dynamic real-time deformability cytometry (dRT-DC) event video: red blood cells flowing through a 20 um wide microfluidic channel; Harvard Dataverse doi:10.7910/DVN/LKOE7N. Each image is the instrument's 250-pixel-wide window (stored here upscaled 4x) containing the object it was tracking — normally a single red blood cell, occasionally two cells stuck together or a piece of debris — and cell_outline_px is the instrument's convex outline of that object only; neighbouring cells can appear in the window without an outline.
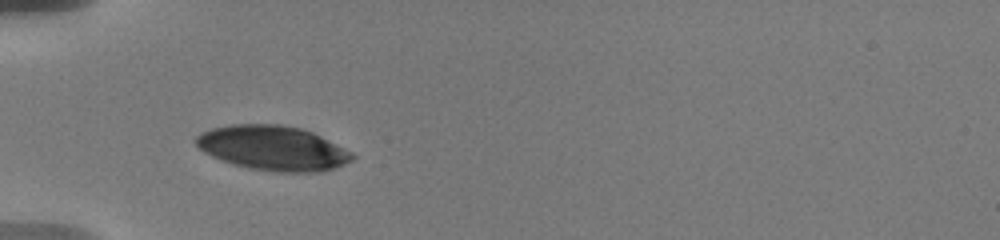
{"species": "human", "species_latin": "Homo sapiens", "temperature_condition": "warm", "stored_images_in_passage": 9, "camera_frame_rate_fps": 3000, "um_per_image_px": 0.085, "donor": {"sex": "male"}, "frame": {"image": 1, "passage_image": 1, "time_ms": 0.0, "image_size_px": [1000, 240], "cell_outline_px": [[356, 156], [352, 160], [336, 168], [320, 172], [276, 172], [252, 168], [236, 164], [212, 156], [204, 152], [196, 144], [196, 136], [200, 132], [212, 128], [232, 124], [280, 124], [300, 128], [312, 132], [352, 152]], "centroid_in_image_um": [23.22, 12.58], "position_along_channel_um": 61.8, "area_um2": 40.4}}
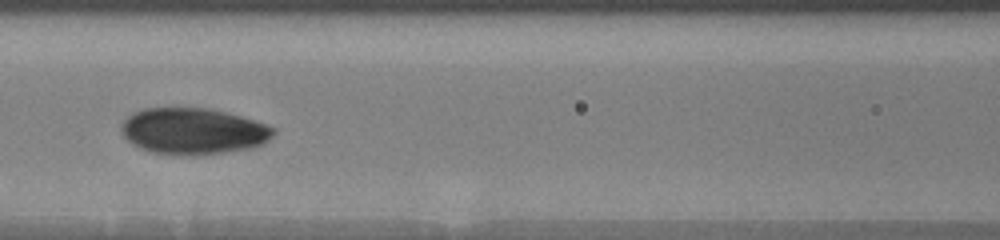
{"frame": {"image": 2, "passage_image": 6, "time_ms": 2.667, "image_size_px": [1000, 240], "cell_outline_px": [[276, 132], [264, 144], [252, 148], [200, 156], [184, 156], [152, 152], [140, 148], [132, 144], [124, 136], [120, 128], [120, 124], [132, 112], [144, 108], [212, 108], [256, 120], [276, 128]], "centroid_in_image_um": [16.44, 11.16], "position_along_channel_um": 150.2, "area_um2": 41.73}}
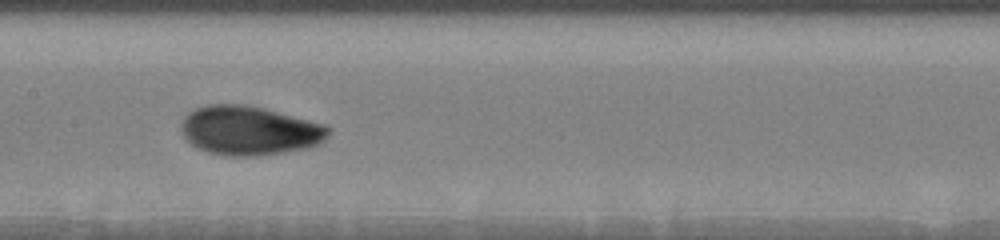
{"frame": {"image": 3, "passage_image": 8, "time_ms": 3.667, "image_size_px": [1000, 240], "cell_outline_px": [[332, 128], [328, 136], [320, 144], [304, 148], [256, 156], [228, 156], [208, 152], [196, 148], [180, 132], [180, 124], [184, 116], [188, 112], [196, 108], [208, 104], [244, 104], [264, 108], [328, 124]], "centroid_in_image_um": [21.2, 11.08], "position_along_channel_um": 186.2, "area_um2": 42.54}}